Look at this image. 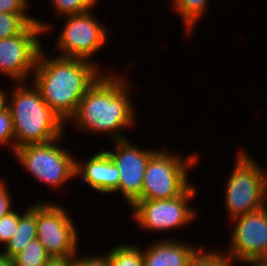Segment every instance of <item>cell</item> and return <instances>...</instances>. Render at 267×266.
I'll return each instance as SVG.
<instances>
[{
  "label": "cell",
  "mask_w": 267,
  "mask_h": 266,
  "mask_svg": "<svg viewBox=\"0 0 267 266\" xmlns=\"http://www.w3.org/2000/svg\"><path fill=\"white\" fill-rule=\"evenodd\" d=\"M78 251L72 257V266H112L110 257L105 253H98L96 255H80Z\"/></svg>",
  "instance_id": "24"
},
{
  "label": "cell",
  "mask_w": 267,
  "mask_h": 266,
  "mask_svg": "<svg viewBox=\"0 0 267 266\" xmlns=\"http://www.w3.org/2000/svg\"><path fill=\"white\" fill-rule=\"evenodd\" d=\"M100 0H50L57 19L64 16L84 13L93 10Z\"/></svg>",
  "instance_id": "20"
},
{
  "label": "cell",
  "mask_w": 267,
  "mask_h": 266,
  "mask_svg": "<svg viewBox=\"0 0 267 266\" xmlns=\"http://www.w3.org/2000/svg\"><path fill=\"white\" fill-rule=\"evenodd\" d=\"M16 210V211H15ZM17 208L0 218V246L6 245L18 226ZM1 249V247H0Z\"/></svg>",
  "instance_id": "23"
},
{
  "label": "cell",
  "mask_w": 267,
  "mask_h": 266,
  "mask_svg": "<svg viewBox=\"0 0 267 266\" xmlns=\"http://www.w3.org/2000/svg\"><path fill=\"white\" fill-rule=\"evenodd\" d=\"M37 201L29 205L25 211L18 210L17 229L2 252L10 259L21 252L33 239L37 238Z\"/></svg>",
  "instance_id": "15"
},
{
  "label": "cell",
  "mask_w": 267,
  "mask_h": 266,
  "mask_svg": "<svg viewBox=\"0 0 267 266\" xmlns=\"http://www.w3.org/2000/svg\"><path fill=\"white\" fill-rule=\"evenodd\" d=\"M50 258L43 244L35 238L12 258V266H43Z\"/></svg>",
  "instance_id": "19"
},
{
  "label": "cell",
  "mask_w": 267,
  "mask_h": 266,
  "mask_svg": "<svg viewBox=\"0 0 267 266\" xmlns=\"http://www.w3.org/2000/svg\"><path fill=\"white\" fill-rule=\"evenodd\" d=\"M64 137L66 134L50 142L23 145L10 155L37 182L61 191L63 185L76 179V157L72 150L62 147Z\"/></svg>",
  "instance_id": "5"
},
{
  "label": "cell",
  "mask_w": 267,
  "mask_h": 266,
  "mask_svg": "<svg viewBox=\"0 0 267 266\" xmlns=\"http://www.w3.org/2000/svg\"><path fill=\"white\" fill-rule=\"evenodd\" d=\"M201 246L170 236L157 239L142 248L144 266H187Z\"/></svg>",
  "instance_id": "14"
},
{
  "label": "cell",
  "mask_w": 267,
  "mask_h": 266,
  "mask_svg": "<svg viewBox=\"0 0 267 266\" xmlns=\"http://www.w3.org/2000/svg\"><path fill=\"white\" fill-rule=\"evenodd\" d=\"M42 35L44 30L38 23H29L19 34L0 39L1 76L13 83L29 82L44 47Z\"/></svg>",
  "instance_id": "10"
},
{
  "label": "cell",
  "mask_w": 267,
  "mask_h": 266,
  "mask_svg": "<svg viewBox=\"0 0 267 266\" xmlns=\"http://www.w3.org/2000/svg\"><path fill=\"white\" fill-rule=\"evenodd\" d=\"M239 262H240V265L243 263L244 265H247V266H267V259H260V258L242 259V260L236 261L235 263L239 264Z\"/></svg>",
  "instance_id": "28"
},
{
  "label": "cell",
  "mask_w": 267,
  "mask_h": 266,
  "mask_svg": "<svg viewBox=\"0 0 267 266\" xmlns=\"http://www.w3.org/2000/svg\"><path fill=\"white\" fill-rule=\"evenodd\" d=\"M198 195L192 183L180 196L170 199L138 200L131 208L132 223L143 232H170L196 222L197 210L190 206ZM146 230V231H145Z\"/></svg>",
  "instance_id": "7"
},
{
  "label": "cell",
  "mask_w": 267,
  "mask_h": 266,
  "mask_svg": "<svg viewBox=\"0 0 267 266\" xmlns=\"http://www.w3.org/2000/svg\"><path fill=\"white\" fill-rule=\"evenodd\" d=\"M12 88L7 108L13 120L15 149L50 142L66 133V124L46 104L32 82H17Z\"/></svg>",
  "instance_id": "3"
},
{
  "label": "cell",
  "mask_w": 267,
  "mask_h": 266,
  "mask_svg": "<svg viewBox=\"0 0 267 266\" xmlns=\"http://www.w3.org/2000/svg\"><path fill=\"white\" fill-rule=\"evenodd\" d=\"M243 147L236 151L235 161L224 186V203L228 222L258 211L267 205V169Z\"/></svg>",
  "instance_id": "4"
},
{
  "label": "cell",
  "mask_w": 267,
  "mask_h": 266,
  "mask_svg": "<svg viewBox=\"0 0 267 266\" xmlns=\"http://www.w3.org/2000/svg\"><path fill=\"white\" fill-rule=\"evenodd\" d=\"M128 78L120 72L104 73L83 96L66 126L71 121L76 131L99 137L106 134L110 142L127 139L126 130L138 119Z\"/></svg>",
  "instance_id": "1"
},
{
  "label": "cell",
  "mask_w": 267,
  "mask_h": 266,
  "mask_svg": "<svg viewBox=\"0 0 267 266\" xmlns=\"http://www.w3.org/2000/svg\"><path fill=\"white\" fill-rule=\"evenodd\" d=\"M43 266H72V257H51Z\"/></svg>",
  "instance_id": "27"
},
{
  "label": "cell",
  "mask_w": 267,
  "mask_h": 266,
  "mask_svg": "<svg viewBox=\"0 0 267 266\" xmlns=\"http://www.w3.org/2000/svg\"><path fill=\"white\" fill-rule=\"evenodd\" d=\"M6 182L7 180L5 181L4 178L0 179V218L15 209L13 206L14 197L10 193V188Z\"/></svg>",
  "instance_id": "25"
},
{
  "label": "cell",
  "mask_w": 267,
  "mask_h": 266,
  "mask_svg": "<svg viewBox=\"0 0 267 266\" xmlns=\"http://www.w3.org/2000/svg\"><path fill=\"white\" fill-rule=\"evenodd\" d=\"M233 228L225 255L235 264L242 259H267V205L229 221Z\"/></svg>",
  "instance_id": "12"
},
{
  "label": "cell",
  "mask_w": 267,
  "mask_h": 266,
  "mask_svg": "<svg viewBox=\"0 0 267 266\" xmlns=\"http://www.w3.org/2000/svg\"><path fill=\"white\" fill-rule=\"evenodd\" d=\"M94 12L93 9L61 17L65 19L62 22L64 25L54 41L58 56L87 60L100 68L103 66L94 56L109 43L111 32L108 25L97 19Z\"/></svg>",
  "instance_id": "8"
},
{
  "label": "cell",
  "mask_w": 267,
  "mask_h": 266,
  "mask_svg": "<svg viewBox=\"0 0 267 266\" xmlns=\"http://www.w3.org/2000/svg\"><path fill=\"white\" fill-rule=\"evenodd\" d=\"M75 178H80L93 192L119 194L118 168L103 149L92 153L84 162L76 157Z\"/></svg>",
  "instance_id": "13"
},
{
  "label": "cell",
  "mask_w": 267,
  "mask_h": 266,
  "mask_svg": "<svg viewBox=\"0 0 267 266\" xmlns=\"http://www.w3.org/2000/svg\"><path fill=\"white\" fill-rule=\"evenodd\" d=\"M132 142L130 138H127L109 142L112 143L113 150L103 147L118 168L119 192L129 208L141 199L144 173L148 161L158 150V148H141Z\"/></svg>",
  "instance_id": "11"
},
{
  "label": "cell",
  "mask_w": 267,
  "mask_h": 266,
  "mask_svg": "<svg viewBox=\"0 0 267 266\" xmlns=\"http://www.w3.org/2000/svg\"><path fill=\"white\" fill-rule=\"evenodd\" d=\"M201 246L188 261L187 266H234L235 264L218 249L206 250ZM205 248V249H204Z\"/></svg>",
  "instance_id": "21"
},
{
  "label": "cell",
  "mask_w": 267,
  "mask_h": 266,
  "mask_svg": "<svg viewBox=\"0 0 267 266\" xmlns=\"http://www.w3.org/2000/svg\"><path fill=\"white\" fill-rule=\"evenodd\" d=\"M29 23H38L44 34H50L54 24L30 15V13H0V39L13 37L19 34Z\"/></svg>",
  "instance_id": "17"
},
{
  "label": "cell",
  "mask_w": 267,
  "mask_h": 266,
  "mask_svg": "<svg viewBox=\"0 0 267 266\" xmlns=\"http://www.w3.org/2000/svg\"><path fill=\"white\" fill-rule=\"evenodd\" d=\"M0 266H12V259L0 250Z\"/></svg>",
  "instance_id": "30"
},
{
  "label": "cell",
  "mask_w": 267,
  "mask_h": 266,
  "mask_svg": "<svg viewBox=\"0 0 267 266\" xmlns=\"http://www.w3.org/2000/svg\"><path fill=\"white\" fill-rule=\"evenodd\" d=\"M7 88L5 89L3 86L0 87V112L7 108V97H8Z\"/></svg>",
  "instance_id": "29"
},
{
  "label": "cell",
  "mask_w": 267,
  "mask_h": 266,
  "mask_svg": "<svg viewBox=\"0 0 267 266\" xmlns=\"http://www.w3.org/2000/svg\"><path fill=\"white\" fill-rule=\"evenodd\" d=\"M172 10H174L180 17L182 25L187 35L195 31V27L198 25V22H201L200 19L204 18L208 12V4L210 0H170ZM188 33V34H187Z\"/></svg>",
  "instance_id": "16"
},
{
  "label": "cell",
  "mask_w": 267,
  "mask_h": 266,
  "mask_svg": "<svg viewBox=\"0 0 267 266\" xmlns=\"http://www.w3.org/2000/svg\"><path fill=\"white\" fill-rule=\"evenodd\" d=\"M77 222L61 203L37 200V239L53 257H73L79 251Z\"/></svg>",
  "instance_id": "9"
},
{
  "label": "cell",
  "mask_w": 267,
  "mask_h": 266,
  "mask_svg": "<svg viewBox=\"0 0 267 266\" xmlns=\"http://www.w3.org/2000/svg\"><path fill=\"white\" fill-rule=\"evenodd\" d=\"M43 47L30 82L40 91L46 104L66 124L75 114L86 92L104 74L111 71L76 58L47 55ZM103 69V71H102Z\"/></svg>",
  "instance_id": "2"
},
{
  "label": "cell",
  "mask_w": 267,
  "mask_h": 266,
  "mask_svg": "<svg viewBox=\"0 0 267 266\" xmlns=\"http://www.w3.org/2000/svg\"><path fill=\"white\" fill-rule=\"evenodd\" d=\"M119 244L105 252L110 257L112 266H144L142 248L139 244Z\"/></svg>",
  "instance_id": "18"
},
{
  "label": "cell",
  "mask_w": 267,
  "mask_h": 266,
  "mask_svg": "<svg viewBox=\"0 0 267 266\" xmlns=\"http://www.w3.org/2000/svg\"><path fill=\"white\" fill-rule=\"evenodd\" d=\"M0 147H8L12 153L15 150L13 120L8 108L0 112Z\"/></svg>",
  "instance_id": "22"
},
{
  "label": "cell",
  "mask_w": 267,
  "mask_h": 266,
  "mask_svg": "<svg viewBox=\"0 0 267 266\" xmlns=\"http://www.w3.org/2000/svg\"><path fill=\"white\" fill-rule=\"evenodd\" d=\"M172 150L159 148L150 157L144 173L140 200L176 198L192 184L189 172L197 166L199 153L194 151L185 157Z\"/></svg>",
  "instance_id": "6"
},
{
  "label": "cell",
  "mask_w": 267,
  "mask_h": 266,
  "mask_svg": "<svg viewBox=\"0 0 267 266\" xmlns=\"http://www.w3.org/2000/svg\"><path fill=\"white\" fill-rule=\"evenodd\" d=\"M30 2L29 0H0V13H28L32 5Z\"/></svg>",
  "instance_id": "26"
}]
</instances>
